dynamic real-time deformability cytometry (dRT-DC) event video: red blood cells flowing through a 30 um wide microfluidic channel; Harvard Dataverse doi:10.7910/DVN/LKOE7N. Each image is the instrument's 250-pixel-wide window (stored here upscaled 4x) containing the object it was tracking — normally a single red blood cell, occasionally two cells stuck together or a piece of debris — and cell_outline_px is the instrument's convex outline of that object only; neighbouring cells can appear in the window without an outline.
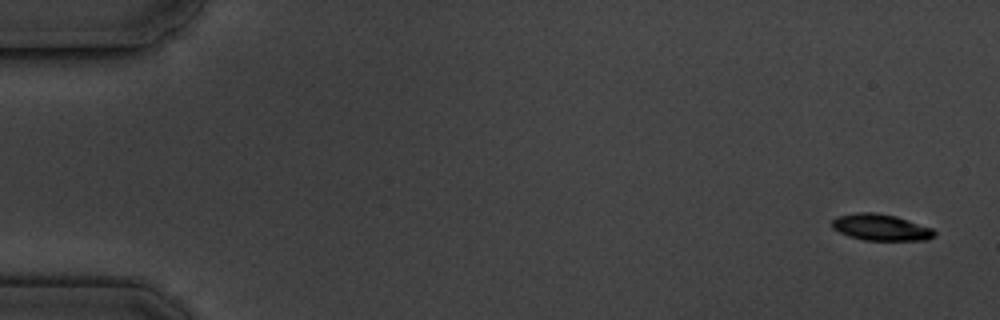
{"species": "common noctule bat (a hibernating species)", "species_latin": "Nyctalus noctula", "temperature_condition": "cold", "stored_images_in_passage": 7, "camera_frame_rate_fps": 3000, "um_per_image_px": 0.085, "animal": {"sex": "male", "body_mass_g": 19.5, "forearm_length_mm": 54.6}, "frame": {"image": 1, "passage_image": 1, "time_ms": 0.0, "image_size_px": [1000, 320], "cell_outline_px": [[936, 236], [928, 240], [864, 240], [848, 236], [832, 228], [832, 220], [836, 216], [856, 212], [876, 212], [896, 216], [932, 228], [936, 232]], "centroid_in_image_um": [74.87, 19.32], "position_along_channel_um": 10.1, "area_um2": 15.9}}
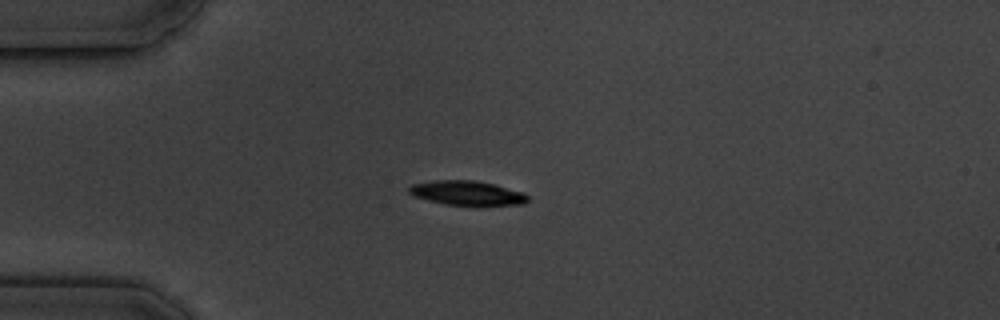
{"frame": {"image": 2, "passage_image": 4, "time_ms": 4.333, "image_size_px": [1000, 320], "cell_outline_px": [[528, 200], [524, 204], [444, 204], [428, 200], [416, 196], [408, 192], [408, 188], [412, 184], [436, 180], [472, 180], [496, 184], [524, 192], [528, 196]], "centroid_in_image_um": [39.71, 16.38], "position_along_channel_um": 45.3, "area_um2": 16.53}}